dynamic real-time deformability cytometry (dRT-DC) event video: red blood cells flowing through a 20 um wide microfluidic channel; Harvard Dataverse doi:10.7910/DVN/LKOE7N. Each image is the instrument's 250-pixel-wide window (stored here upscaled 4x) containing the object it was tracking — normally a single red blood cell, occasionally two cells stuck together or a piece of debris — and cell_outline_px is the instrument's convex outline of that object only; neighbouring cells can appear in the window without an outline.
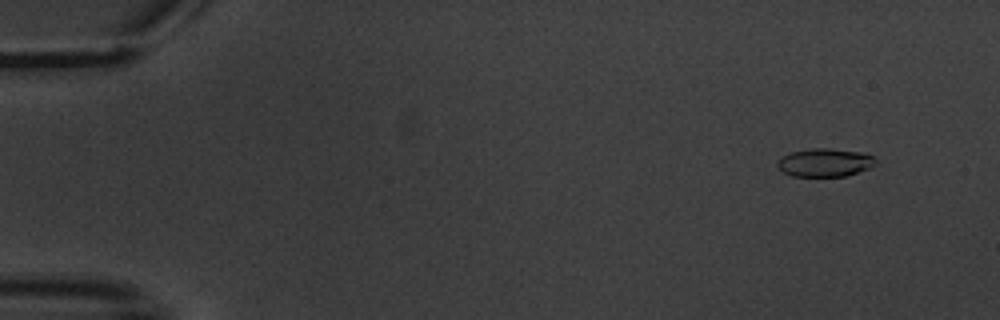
{"species": "common noctule bat (a hibernating species)", "species_latin": "Nyctalus noctula", "temperature_condition": "warm", "stored_images_in_passage": 6, "camera_frame_rate_fps": 3000, "um_per_image_px": 0.085, "animal": {"sex": "male", "body_mass_g": 20.1, "forearm_length_mm": 53.5}, "frame": {"image": 1, "passage_image": 2, "time_ms": 1.333, "image_size_px": [1000, 320], "cell_outline_px": [[876, 164], [868, 168], [844, 176], [792, 176], [784, 172], [776, 164], [784, 156], [792, 152], [812, 148], [828, 148], [860, 152], [872, 156], [876, 160]], "centroid_in_image_um": [70.12, 13.81], "position_along_channel_um": 14.9, "area_um2": 15.78}}
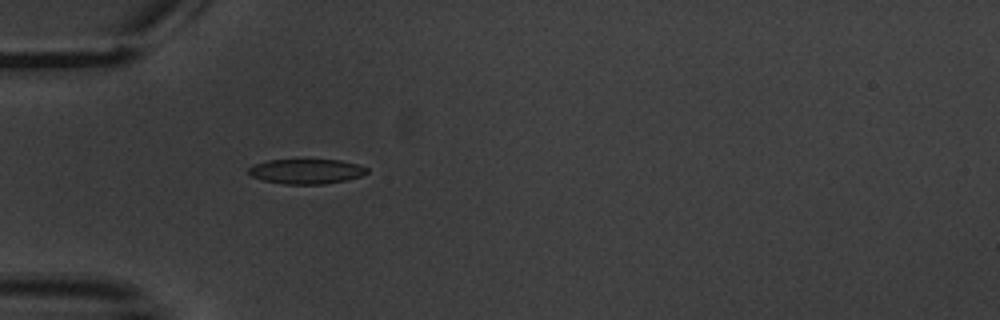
{"frame": {"image": 2, "passage_image": 6, "time_ms": 6.0, "image_size_px": [1000, 320], "cell_outline_px": [[368, 172], [360, 176], [348, 180], [324, 184], [284, 184], [264, 180], [252, 176], [248, 172], [248, 168], [252, 164], [268, 160], [340, 160], [356, 164], [368, 168]], "centroid_in_image_um": [26.03, 14.57], "position_along_channel_um": 59.0, "area_um2": 17.11}}